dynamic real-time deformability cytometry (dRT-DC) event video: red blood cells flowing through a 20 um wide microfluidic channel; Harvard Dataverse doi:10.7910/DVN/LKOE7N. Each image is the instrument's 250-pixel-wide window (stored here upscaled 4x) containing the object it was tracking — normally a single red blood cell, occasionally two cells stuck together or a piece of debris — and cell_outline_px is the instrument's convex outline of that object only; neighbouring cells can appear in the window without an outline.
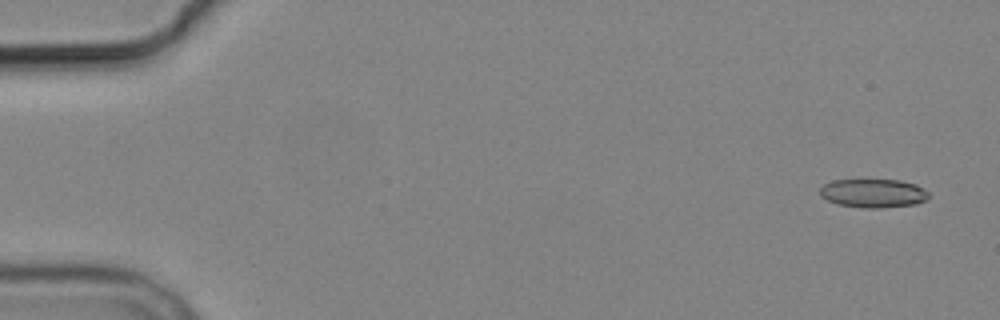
{"species": "common noctule bat (a hibernating species)", "species_latin": "Nyctalus noctula", "temperature_condition": "cold", "stored_images_in_passage": 5, "camera_frame_rate_fps": 3000, "um_per_image_px": 0.085, "animal": {"sex": "male", "body_mass_g": 19.2, "forearm_length_mm": 51.8}, "frame": {"image": 1, "passage_image": 1, "time_ms": 0.0, "image_size_px": [1000, 320], "cell_outline_px": [[932, 196], [916, 204], [880, 208], [864, 208], [836, 204], [820, 196], [820, 188], [824, 184], [832, 180], [900, 180], [916, 184], [924, 188]], "centroid_in_image_um": [74.24, 16.42], "position_along_channel_um": 10.8, "area_um2": 18.32}}